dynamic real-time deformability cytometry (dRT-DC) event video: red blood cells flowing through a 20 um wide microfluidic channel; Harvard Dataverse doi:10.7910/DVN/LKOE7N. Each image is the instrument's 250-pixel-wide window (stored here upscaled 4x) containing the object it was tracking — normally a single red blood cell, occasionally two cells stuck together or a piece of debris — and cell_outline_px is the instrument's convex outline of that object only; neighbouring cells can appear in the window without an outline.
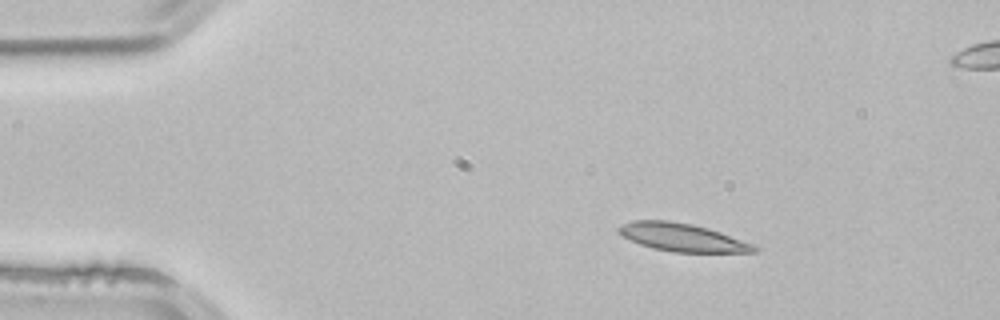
{"species": "common noctule bat (a hibernating species)", "species_latin": "Nyctalus noctula", "temperature_condition": "room temperature", "stored_images_in_passage": 3, "camera_frame_rate_fps": 3000, "um_per_image_px": 0.085, "animal": {"sex": "male", "body_mass_g": 21.5, "forearm_length_mm": 52.0}, "frame": {"image": 1, "passage_image": 1, "time_ms": 0.0, "image_size_px": [1000, 320], "cell_outline_px": [[760, 248], [756, 252], [672, 252], [652, 248], [640, 244], [616, 232], [616, 228], [620, 224], [632, 220], [668, 220], [692, 224], [708, 228], [720, 232], [752, 244]], "centroid_in_image_um": [57.94, 20.17], "position_along_channel_um": 27.1, "area_um2": 22.08}}